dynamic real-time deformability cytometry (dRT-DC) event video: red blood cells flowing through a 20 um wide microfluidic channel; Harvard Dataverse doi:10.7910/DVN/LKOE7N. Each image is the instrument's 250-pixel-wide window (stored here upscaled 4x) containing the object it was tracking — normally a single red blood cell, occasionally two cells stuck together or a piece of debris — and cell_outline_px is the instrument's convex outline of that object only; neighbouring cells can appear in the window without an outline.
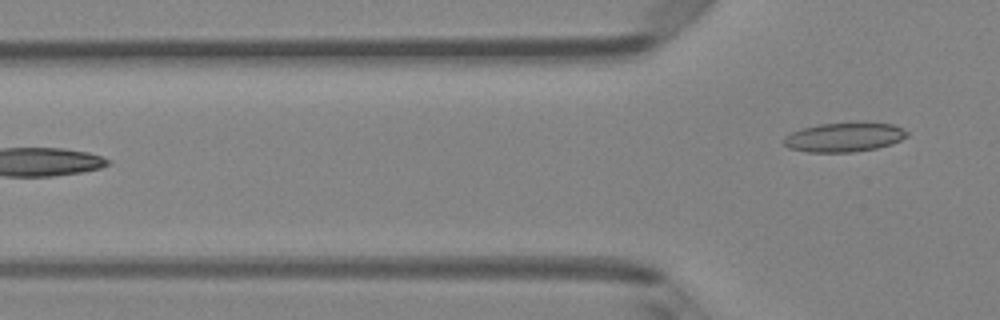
{"species": "Egyptian fruit bat (a non-hibernating species)", "species_latin": "Rousettus aegyptiacus", "temperature_condition": "room temperature", "stored_images_in_passage": 6, "camera_frame_rate_fps": 3000, "um_per_image_px": 0.085, "animal": {"sex": "female"}, "frame": {"image": 1, "passage_image": 6, "time_ms": 6.0, "image_size_px": [1000, 320], "cell_outline_px": [[908, 136], [892, 144], [876, 148], [852, 152], [808, 152], [788, 148], [784, 144], [784, 136], [792, 132], [816, 124], [856, 120], [864, 120], [892, 124], [904, 128], [908, 132]], "centroid_in_image_um": [71.8, 11.61], "position_along_channel_um": 54.0, "area_um2": 21.79}}